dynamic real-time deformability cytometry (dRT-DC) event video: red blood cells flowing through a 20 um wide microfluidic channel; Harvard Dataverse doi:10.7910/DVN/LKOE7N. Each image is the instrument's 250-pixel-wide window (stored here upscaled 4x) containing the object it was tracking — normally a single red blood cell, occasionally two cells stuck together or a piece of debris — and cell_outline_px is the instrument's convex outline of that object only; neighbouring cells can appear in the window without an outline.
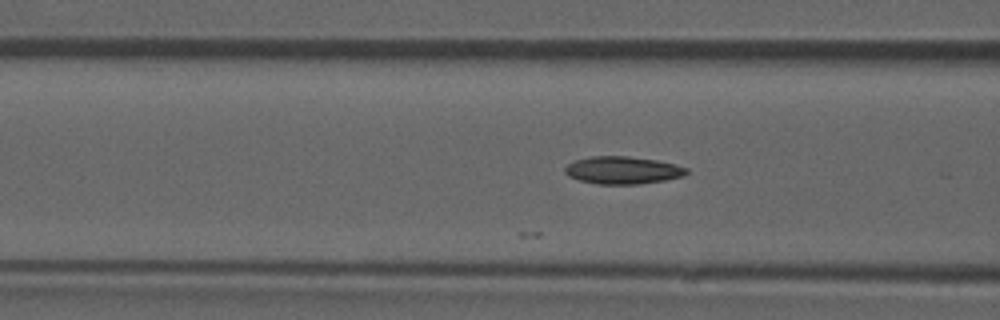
{"species": "common noctule bat (a hibernating species)", "species_latin": "Nyctalus noctula", "temperature_condition": "room temperature", "stored_images_in_passage": 23, "camera_frame_rate_fps": 3000, "um_per_image_px": 0.085, "animal": {"sex": "male", "forearm_length_mm": 52.5}, "frame": {"image": 1, "passage_image": 4, "time_ms": 1.0, "image_size_px": [1000, 320], "cell_outline_px": [[688, 172], [684, 176], [664, 180], [636, 184], [596, 184], [580, 180], [568, 176], [564, 172], [564, 168], [568, 164], [576, 160], [592, 156], [628, 156], [656, 160], [676, 164], [688, 168]], "centroid_in_image_um": [52.93, 14.46], "position_along_channel_um": 113.7, "area_um2": 19.48}}